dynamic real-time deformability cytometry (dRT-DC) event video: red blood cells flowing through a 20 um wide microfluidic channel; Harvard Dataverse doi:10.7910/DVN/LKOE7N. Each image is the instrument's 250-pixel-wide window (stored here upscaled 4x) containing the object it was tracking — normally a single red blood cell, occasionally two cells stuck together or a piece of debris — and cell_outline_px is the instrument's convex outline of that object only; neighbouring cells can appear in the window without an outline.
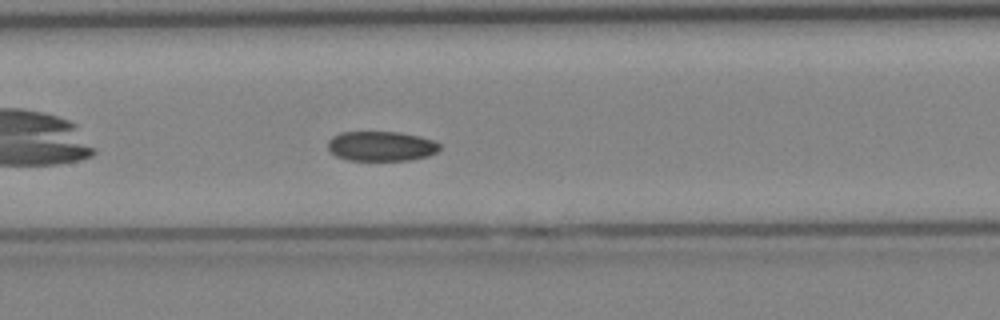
{"species": "Egyptian fruit bat (a non-hibernating species)", "species_latin": "Rousettus aegyptiacus", "temperature_condition": "cold", "stored_images_in_passage": 24, "camera_frame_rate_fps": 3000, "um_per_image_px": 0.085, "animal": {"sex": "female"}, "frame": {"image": 1, "passage_image": 10, "time_ms": 3.0, "image_size_px": [1000, 320], "cell_outline_px": [[440, 148], [436, 152], [428, 156], [408, 160], [348, 160], [336, 156], [328, 148], [328, 140], [332, 136], [340, 132], [400, 132], [420, 136], [432, 140], [440, 144]], "centroid_in_image_um": [32.39, 12.42], "position_along_channel_um": 175.0, "area_um2": 19.42}}
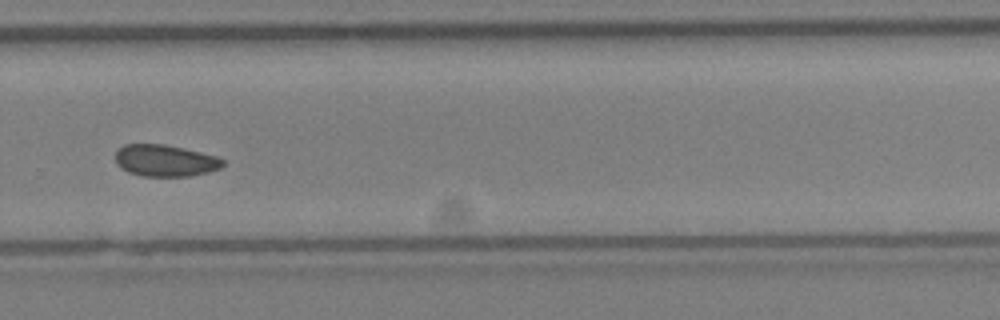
{"frame": {"image": 2, "passage_image": 19, "time_ms": 6.0, "image_size_px": [1000, 320], "cell_outline_px": [[224, 164], [220, 168], [208, 172], [188, 176], [140, 176], [128, 172], [120, 168], [116, 164], [116, 152], [124, 144], [164, 144], [216, 156], [224, 160]], "centroid_in_image_um": [14.01, 13.66], "position_along_channel_um": 315.8, "area_um2": 19.77}}